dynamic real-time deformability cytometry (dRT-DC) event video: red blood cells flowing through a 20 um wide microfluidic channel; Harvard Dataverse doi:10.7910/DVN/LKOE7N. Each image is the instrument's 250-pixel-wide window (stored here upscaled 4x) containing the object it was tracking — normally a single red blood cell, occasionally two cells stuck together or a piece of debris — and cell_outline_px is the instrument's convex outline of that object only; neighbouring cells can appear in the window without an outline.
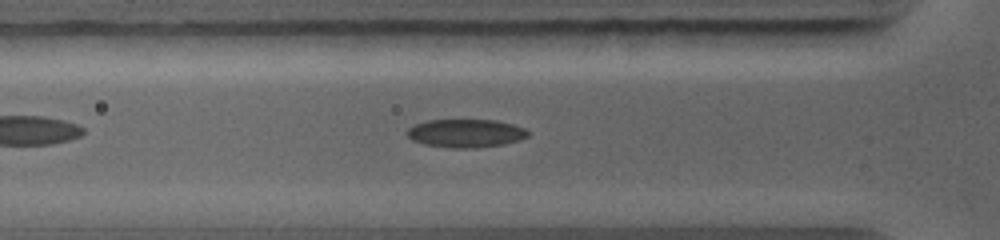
{"species": "common noctule bat (a hibernating species)", "species_latin": "Nyctalus noctula", "temperature_condition": "warm", "stored_images_in_passage": 10, "camera_frame_rate_fps": 5000, "um_per_image_px": 0.085, "animal": {"sex": "female", "body_mass_g": 19.0, "forearm_length_mm": 56.7}, "frame": {"image": 1, "passage_image": 3, "time_ms": 0.4, "image_size_px": [1000, 240], "cell_outline_px": [[528, 136], [520, 140], [504, 144], [476, 148], [452, 148], [424, 144], [412, 140], [404, 132], [408, 128], [416, 124], [428, 120], [496, 120], [512, 124], [524, 128], [528, 132]], "centroid_in_image_um": [39.57, 11.33], "position_along_channel_um": 86.2, "area_um2": 19.94}}
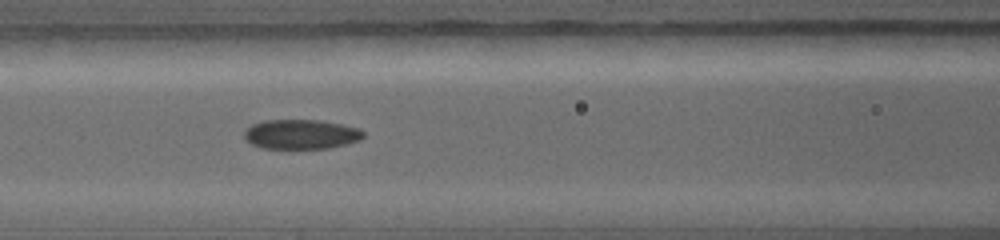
{"frame": {"image": 2, "passage_image": 7, "time_ms": 1.6, "image_size_px": [1000, 240], "cell_outline_px": [[364, 136], [360, 140], [328, 148], [292, 152], [260, 148], [252, 144], [244, 136], [244, 128], [252, 124], [264, 120], [320, 120], [360, 128], [364, 132]], "centroid_in_image_um": [25.54, 11.46], "position_along_channel_um": 141.1, "area_um2": 21.5}}